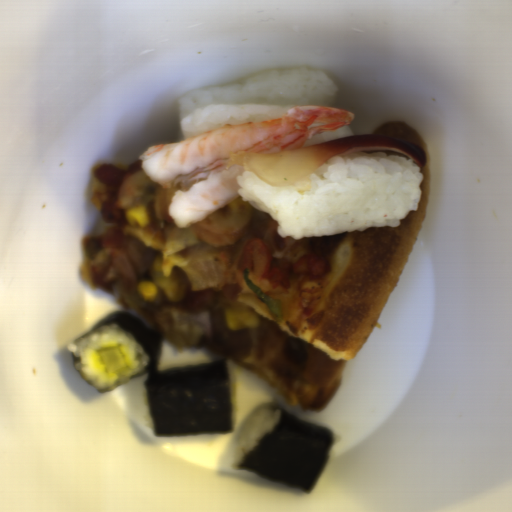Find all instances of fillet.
Wrapping results in <instances>:
<instances>
[{"instance_id":"1","label":"fillet","mask_w":512,"mask_h":512,"mask_svg":"<svg viewBox=\"0 0 512 512\" xmlns=\"http://www.w3.org/2000/svg\"><path fill=\"white\" fill-rule=\"evenodd\" d=\"M362 150H390L409 157L420 168L426 166L425 150L418 144L382 134H357L274 153L228 152L226 170L242 165L272 188H285L303 181L325 161Z\"/></svg>"}]
</instances>
